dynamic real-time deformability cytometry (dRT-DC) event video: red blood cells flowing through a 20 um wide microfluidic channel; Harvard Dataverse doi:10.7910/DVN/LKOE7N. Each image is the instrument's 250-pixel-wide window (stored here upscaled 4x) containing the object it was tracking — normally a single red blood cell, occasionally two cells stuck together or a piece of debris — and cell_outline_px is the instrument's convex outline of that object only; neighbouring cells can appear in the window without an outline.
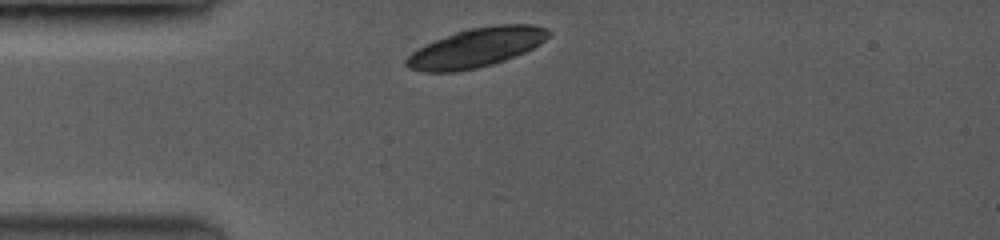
{"species": "common noctule bat (a hibernating species)", "species_latin": "Nyctalus noctula", "temperature_condition": "room temperature", "stored_images_in_passage": 3, "camera_frame_rate_fps": 3500, "um_per_image_px": 0.085, "animal": {"sex": "female", "body_mass_g": 19.0, "forearm_length_mm": 53.3}, "frame": {"image": 1, "passage_image": 1, "time_ms": 0.0, "image_size_px": [1000, 240], "cell_outline_px": [[552, 32], [540, 44], [524, 52], [504, 60], [492, 64], [476, 68], [452, 72], [424, 72], [408, 68], [404, 64], [404, 60], [412, 52], [436, 40], [456, 32], [468, 28], [496, 24], [532, 24], [548, 28]], "centroid_in_image_um": [40.5, 4.04], "position_along_channel_um": 44.5, "area_um2": 32.25}}